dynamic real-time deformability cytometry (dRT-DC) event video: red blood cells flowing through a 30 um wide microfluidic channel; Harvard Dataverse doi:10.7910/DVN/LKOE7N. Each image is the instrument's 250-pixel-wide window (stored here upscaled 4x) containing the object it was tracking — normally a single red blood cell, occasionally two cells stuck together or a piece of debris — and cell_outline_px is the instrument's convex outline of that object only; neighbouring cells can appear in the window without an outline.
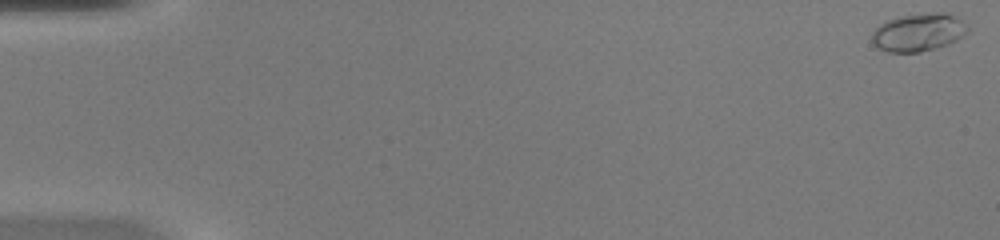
{"species": "common noctule bat (a hibernating species)", "species_latin": "Nyctalus noctula", "temperature_condition": "warm", "stored_images_in_passage": 51, "camera_frame_rate_fps": 3000, "um_per_image_px": 0.085, "animal": {"sex": "female", "body_mass_g": 20.0, "forearm_length_mm": 54.0}, "frame": {"image": 1, "passage_image": 1, "time_ms": 0.0, "image_size_px": [1000, 240], "cell_outline_px": [[968, 32], [964, 36], [948, 44], [920, 52], [888, 52], [880, 48], [872, 40], [872, 32], [880, 24], [888, 20], [900, 16], [936, 12], [944, 12], [960, 20], [968, 28]], "centroid_in_image_um": [78.07, 2.75], "position_along_channel_um": 6.9, "area_um2": 20.75}}
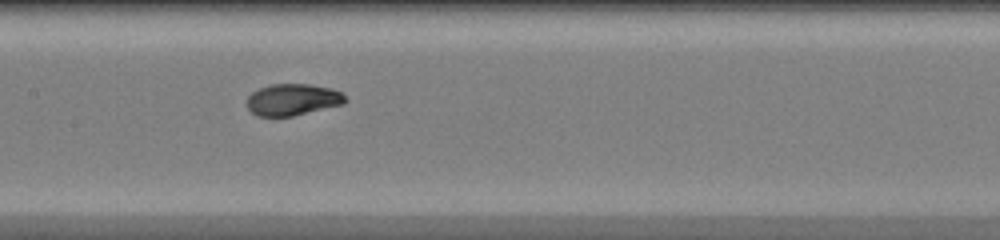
{"frame": {"image": 2, "passage_image": 26, "time_ms": 8.333, "image_size_px": [1000, 240], "cell_outline_px": [[348, 100], [344, 104], [292, 116], [256, 116], [248, 108], [248, 96], [252, 92], [260, 88], [272, 84], [308, 84], [332, 88], [340, 92]], "centroid_in_image_um": [24.89, 8.47], "position_along_channel_um": 182.5, "area_um2": 18.03}}
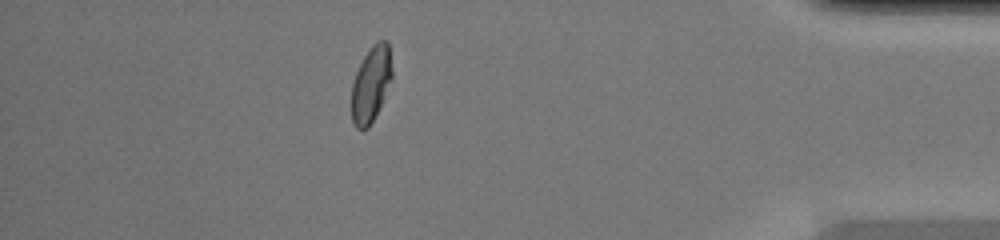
{"frame": {"image": 3, "passage_image": 45, "time_ms": 14.667, "image_size_px": [1000, 240], "cell_outline_px": [[392, 76], [384, 96], [368, 128], [356, 128], [352, 120], [352, 84], [356, 72], [364, 56], [372, 44], [376, 40], [388, 40], [392, 68]], "centroid_in_image_um": [31.54, 7.08], "position_along_channel_um": 403.7, "area_um2": 17.51}, "authors_computed_cell_mechanics": {"area_um2": 18.496, "velocity_mm_per_s": 4.139, "shape_relaxation_time_tau1_ms": 2.9502, "shape_relaxation_time_tau2_ms": 0.7278, "deformation_change_tau1": 0.1845, "deformation_change_tau2": 0.0382}}